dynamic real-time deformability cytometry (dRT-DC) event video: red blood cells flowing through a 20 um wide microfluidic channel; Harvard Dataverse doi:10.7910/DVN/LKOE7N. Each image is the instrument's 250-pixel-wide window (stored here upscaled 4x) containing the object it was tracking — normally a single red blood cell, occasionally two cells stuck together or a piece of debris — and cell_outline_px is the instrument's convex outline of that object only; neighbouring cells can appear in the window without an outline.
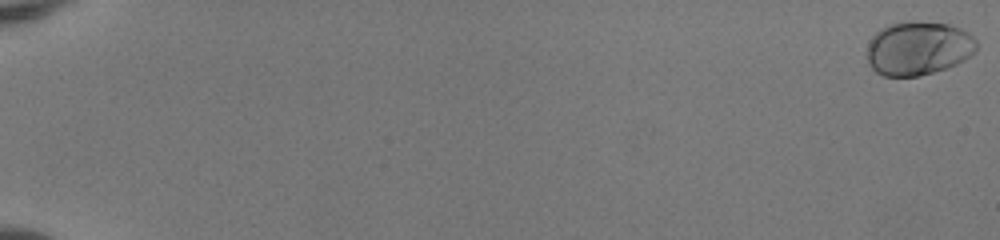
{"species": "human", "species_latin": "Homo sapiens", "temperature_condition": "room temperature", "stored_images_in_passage": 54, "camera_frame_rate_fps": 3000, "um_per_image_px": 0.085, "donor": {"sex": "female"}, "frame": {"image": 1, "passage_image": 1, "time_ms": 0.0, "image_size_px": [1000, 240], "cell_outline_px": [[976, 52], [964, 60], [948, 68], [920, 76], [884, 76], [876, 72], [868, 64], [868, 44], [872, 36], [876, 32], [888, 24], [908, 20], [916, 20], [948, 24], [960, 28], [968, 32], [976, 40]], "centroid_in_image_um": [78.06, 4.09], "position_along_channel_um": 6.9, "area_um2": 34.74}}
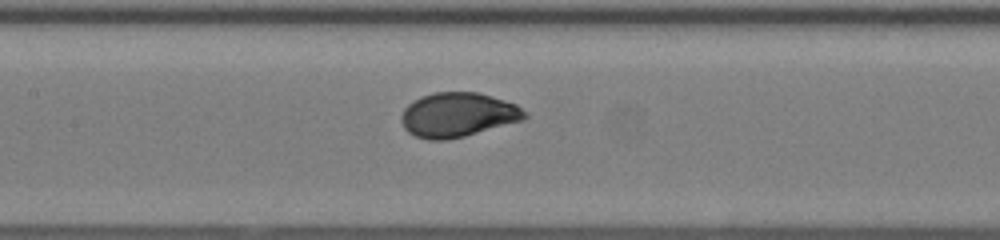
{"frame": {"image": 2, "passage_image": 29, "time_ms": 9.333, "image_size_px": [1000, 240], "cell_outline_px": [[528, 116], [524, 120], [464, 136], [448, 140], [428, 140], [416, 136], [408, 132], [404, 128], [400, 120], [400, 116], [404, 108], [408, 104], [420, 96], [432, 92], [476, 92], [492, 96], [516, 104], [528, 112]], "centroid_in_image_um": [38.91, 9.76], "position_along_channel_um": 168.5, "area_um2": 32.19}}
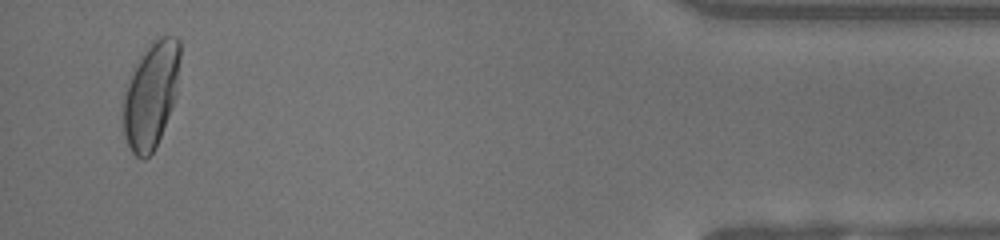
{"frame": {"image": 3, "passage_image": 52, "time_ms": 17.0, "image_size_px": [1000, 240], "cell_outline_px": [[180, 60], [176, 92], [168, 116], [156, 148], [144, 160], [136, 156], [132, 152], [124, 136], [124, 96], [128, 84], [140, 56], [152, 40], [156, 36], [176, 36], [180, 40]], "centroid_in_image_um": [12.86, 8.04], "position_along_channel_um": 422.3, "area_um2": 34.68}, "authors_computed_cell_mechanics": {"area_um2": 32.2235, "velocity_mm_per_s": 4.0816, "shape_relaxation_time_tau1_ms": 2.4574, "shape_relaxation_time_tau2_ms": null, "deformation_change_tau1": 0.1616, "deformation_change_tau2": null}}